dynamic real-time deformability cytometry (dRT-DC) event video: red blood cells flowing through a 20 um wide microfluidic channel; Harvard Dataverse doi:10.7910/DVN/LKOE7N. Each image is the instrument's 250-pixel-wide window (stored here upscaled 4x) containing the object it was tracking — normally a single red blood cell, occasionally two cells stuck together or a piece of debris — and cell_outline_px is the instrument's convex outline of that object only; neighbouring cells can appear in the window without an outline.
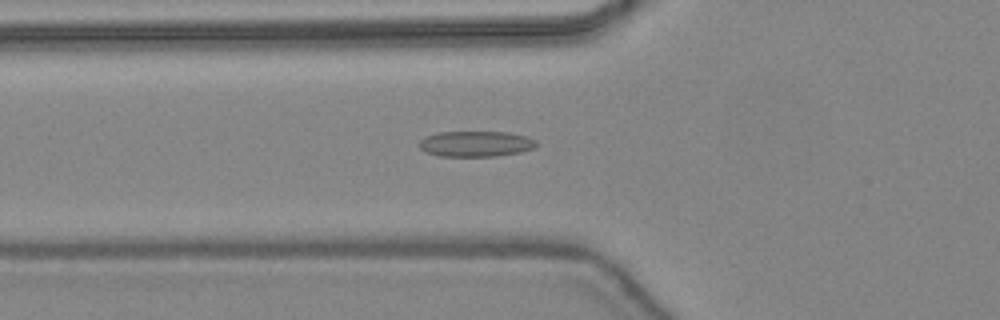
{"species": "common noctule bat (a hibernating species)", "species_latin": "Nyctalus noctula", "temperature_condition": "warm", "stored_images_in_passage": 45, "camera_frame_rate_fps": 3000, "um_per_image_px": 0.085, "animal": {"sex": "female", "body_mass_g": 24.6, "forearm_length_mm": 56.2}, "frame": {"image": 1, "passage_image": 16, "time_ms": 5.0, "image_size_px": [1000, 320], "cell_outline_px": [[536, 148], [520, 152], [496, 156], [436, 156], [424, 152], [420, 148], [420, 140], [424, 136], [440, 132], [508, 132], [524, 136], [536, 140]], "centroid_in_image_um": [40.41, 12.23], "position_along_channel_um": 85.4, "area_um2": 17.57}}
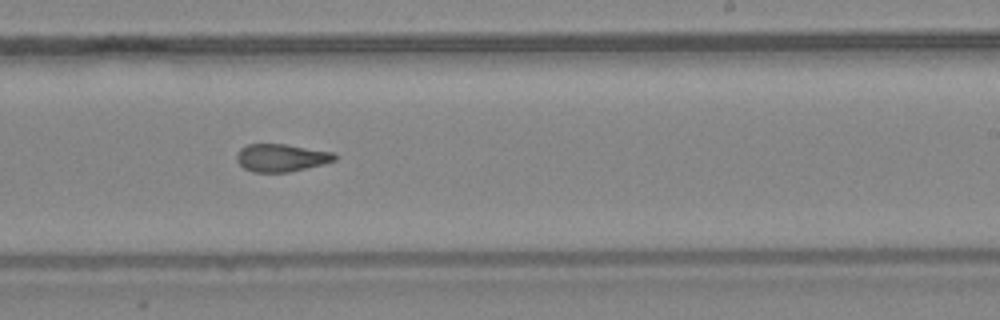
{"frame": {"image": 2, "passage_image": 28, "time_ms": 9.0, "image_size_px": [1000, 320], "cell_outline_px": [[336, 160], [324, 164], [288, 172], [252, 172], [244, 168], [236, 160], [236, 156], [240, 148], [248, 144], [284, 144], [336, 152]], "centroid_in_image_um": [23.92, 13.4], "position_along_channel_um": 265.1, "area_um2": 15.9}}
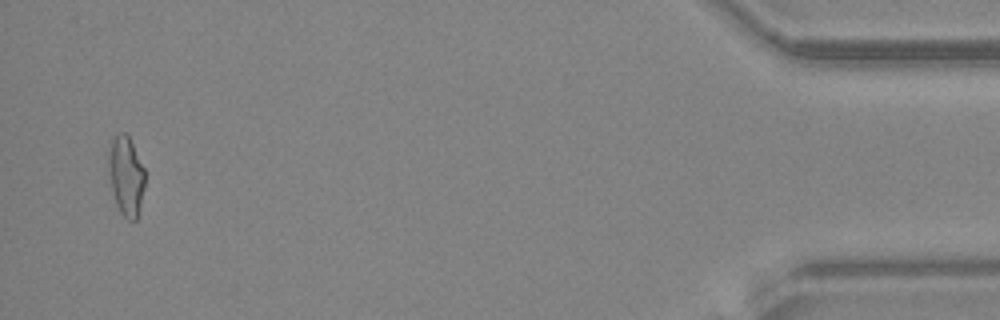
{"frame": {"image": 3, "passage_image": 44, "time_ms": 14.333, "image_size_px": [1000, 320], "cell_outline_px": [[144, 188], [136, 220], [128, 220], [120, 212], [116, 204], [108, 172], [108, 156], [112, 140], [120, 132], [124, 132], [128, 136], [144, 168]], "centroid_in_image_um": [10.7, 14.96], "position_along_channel_um": 424.5, "area_um2": 16.47}, "authors_computed_cell_mechanics": {"area_um2": 16.5308, "velocity_mm_per_s": 4.466, "shape_relaxation_time_tau1_ms": null, "shape_relaxation_time_tau2_ms": 2.0201, "deformation_change_tau1": null, "deformation_change_tau2": 0.101}}